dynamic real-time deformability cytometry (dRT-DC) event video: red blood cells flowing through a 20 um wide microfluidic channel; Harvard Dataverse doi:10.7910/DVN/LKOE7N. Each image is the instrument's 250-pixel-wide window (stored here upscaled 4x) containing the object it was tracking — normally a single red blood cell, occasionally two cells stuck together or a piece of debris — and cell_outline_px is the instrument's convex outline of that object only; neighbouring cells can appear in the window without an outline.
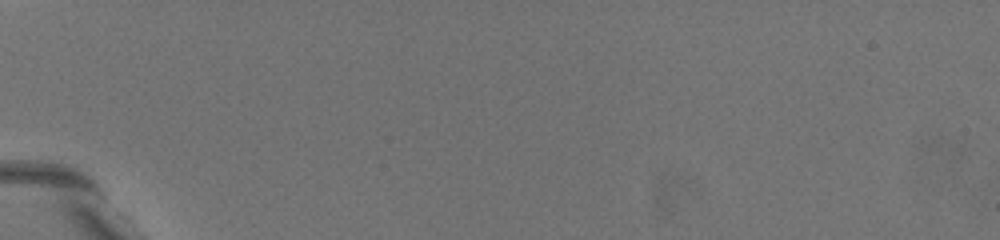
{"species": "common noctule bat (a hibernating species)", "species_latin": "Nyctalus noctula", "temperature_condition": "warm", "stored_images_in_passage": 2, "camera_frame_rate_fps": 3000, "um_per_image_px": 0.085, "animal": {"sex": "female", "body_mass_g": 19.5, "forearm_length_mm": 54.1}, "frame": {"image": 1, "passage_image": 1, "time_ms": 0.0, "image_size_px": [1000, 240], "cell_outline_px": [[184, 208], [168, 212], [116, 160], [108, 148], [104, 140], [128, 144], [136, 152]], "centroid_in_image_um": [12.19, 14.86], "position_along_channel_um": 72.8, "area_um2": 11.62}}